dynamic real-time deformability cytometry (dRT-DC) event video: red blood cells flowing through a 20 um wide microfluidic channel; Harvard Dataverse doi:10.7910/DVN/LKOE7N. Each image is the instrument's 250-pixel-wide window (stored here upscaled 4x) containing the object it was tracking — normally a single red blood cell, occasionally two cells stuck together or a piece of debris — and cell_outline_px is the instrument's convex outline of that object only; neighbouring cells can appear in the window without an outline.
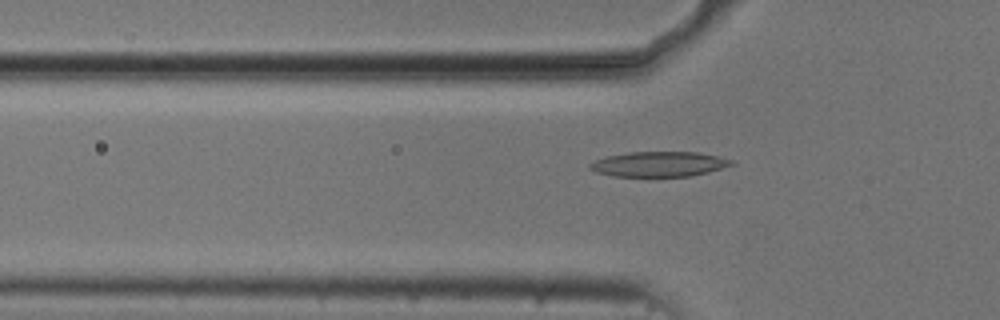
{"species": "common noctule bat (a hibernating species)", "species_latin": "Nyctalus noctula", "temperature_condition": "cold", "stored_images_in_passage": 53, "camera_frame_rate_fps": 3000, "um_per_image_px": 0.085, "animal": {"sex": "male", "body_mass_g": 20.5, "forearm_length_mm": 52.5}, "frame": {"image": 1, "passage_image": 17, "time_ms": 5.333, "image_size_px": [1000, 320], "cell_outline_px": [[736, 164], [708, 172], [688, 176], [612, 176], [596, 172], [588, 168], [588, 164], [596, 160], [608, 156], [628, 152], [696, 152], [736, 160]], "centroid_in_image_um": [56.03, 13.95], "position_along_channel_um": 69.8, "area_um2": 20.63}}
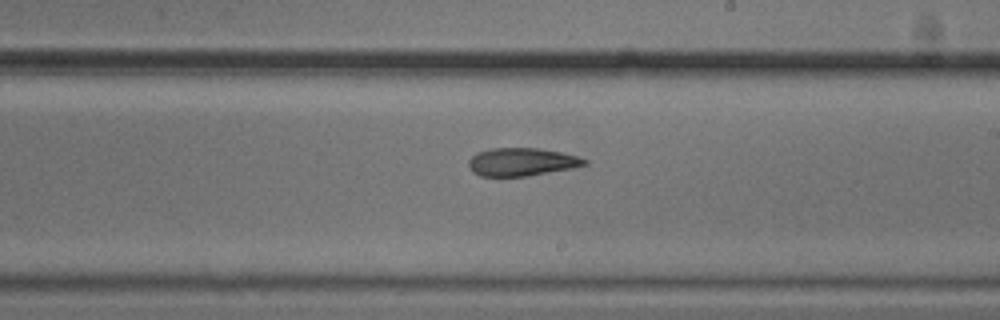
{"frame": {"image": 2, "passage_image": 31, "time_ms": 10.0, "image_size_px": [1000, 320], "cell_outline_px": [[588, 164], [572, 168], [528, 176], [480, 176], [472, 172], [468, 164], [468, 160], [476, 152], [492, 148], [536, 148], [560, 152], [576, 156], [588, 160]], "centroid_in_image_um": [44.32, 13.76], "position_along_channel_um": 244.7, "area_um2": 18.9}}
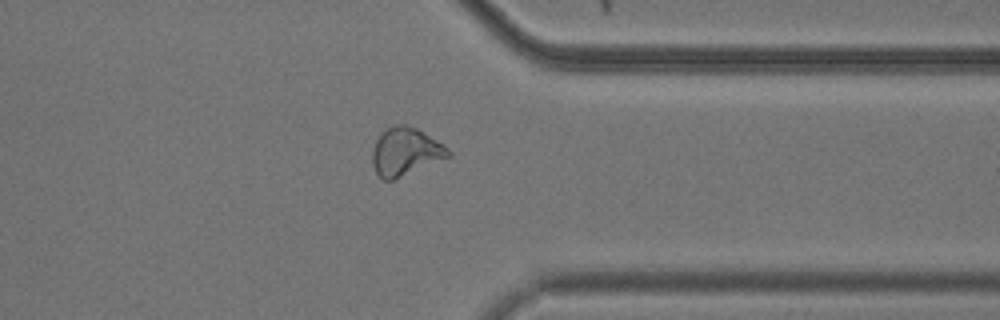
{"frame": {"image": 3, "passage_image": 42, "time_ms": 13.667, "image_size_px": [1000, 320], "cell_outline_px": [[452, 156], [392, 180], [384, 180], [376, 172], [372, 160], [372, 148], [376, 140], [392, 124], [404, 124], [416, 128], [424, 132], [444, 144], [452, 152]], "centroid_in_image_um": [34.49, 12.88], "position_along_channel_um": 376.9, "area_um2": 21.1}, "authors_computed_cell_mechanics": {"area_um2": 20.6924, "velocity_mm_per_s": 3.7421, "shape_relaxation_time_tau1_ms": null, "shape_relaxation_time_tau2_ms": 6.0918, "deformation_change_tau1": null, "deformation_change_tau2": 0.1364}}